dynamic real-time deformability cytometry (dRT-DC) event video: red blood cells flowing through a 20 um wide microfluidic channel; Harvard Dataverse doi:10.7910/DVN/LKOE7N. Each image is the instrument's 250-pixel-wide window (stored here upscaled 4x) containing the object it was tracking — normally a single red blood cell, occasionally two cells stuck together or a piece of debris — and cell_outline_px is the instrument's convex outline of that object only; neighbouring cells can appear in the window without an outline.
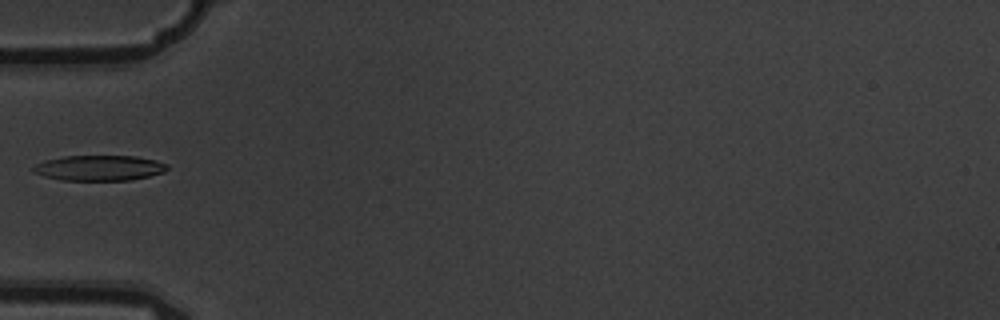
{"species": "common noctule bat (a hibernating species)", "species_latin": "Nyctalus noctula", "temperature_condition": "warm", "stored_images_in_passage": 5, "camera_frame_rate_fps": 3000, "um_per_image_px": 0.085, "animal": {"sex": "male", "body_mass_g": 19.5, "forearm_length_mm": 54.6}, "frame": {"image": 1, "passage_image": 5, "time_ms": 1.333, "image_size_px": [1000, 320], "cell_outline_px": [[168, 168], [164, 172], [132, 180], [60, 180], [44, 176], [32, 172], [32, 168], [36, 164], [44, 160], [64, 156], [136, 156], [156, 160], [168, 164]], "centroid_in_image_um": [8.43, 14.27], "position_along_channel_um": 76.6, "area_um2": 19.88}}